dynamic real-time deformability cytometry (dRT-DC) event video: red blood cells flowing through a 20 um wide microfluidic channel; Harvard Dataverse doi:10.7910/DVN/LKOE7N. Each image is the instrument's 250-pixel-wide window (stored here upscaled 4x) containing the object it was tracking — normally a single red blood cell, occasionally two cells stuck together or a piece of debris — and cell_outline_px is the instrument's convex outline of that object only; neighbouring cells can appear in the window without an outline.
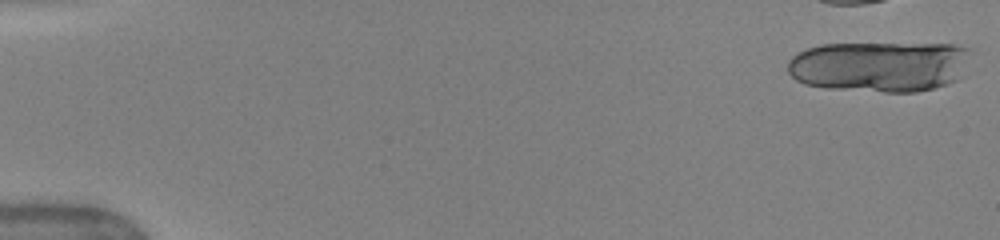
{"species": "human", "species_latin": "Homo sapiens", "temperature_condition": "warm", "stored_images_in_passage": 8, "camera_frame_rate_fps": 3000, "um_per_image_px": 0.085, "donor": {"sex": "female"}, "frame": {"image": 1, "passage_image": 1, "time_ms": 0.0, "image_size_px": [1000, 240], "cell_outline_px": [[968, 48], [956, 80], [948, 84], [916, 92], [884, 92], [824, 88], [804, 84], [796, 80], [788, 72], [788, 60], [796, 52], [820, 44], [952, 44]], "centroid_in_image_um": [74.63, 5.65], "position_along_channel_um": 10.4, "area_um2": 53.64}}